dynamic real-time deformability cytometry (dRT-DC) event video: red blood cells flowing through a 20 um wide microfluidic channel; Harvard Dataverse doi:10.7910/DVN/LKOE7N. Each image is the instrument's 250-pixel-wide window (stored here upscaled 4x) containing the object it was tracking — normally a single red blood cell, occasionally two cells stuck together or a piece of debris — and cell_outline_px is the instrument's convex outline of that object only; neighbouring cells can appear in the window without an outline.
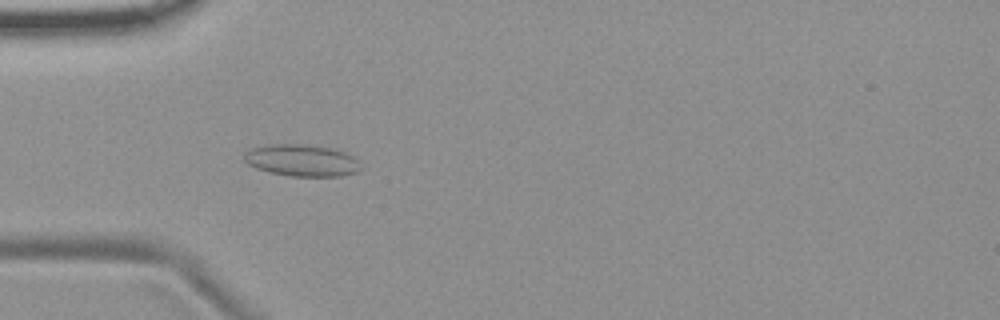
{"species": "common noctule bat (a hibernating species)", "species_latin": "Nyctalus noctula", "temperature_condition": "room temperature", "stored_images_in_passage": 55, "camera_frame_rate_fps": 3000, "um_per_image_px": 0.085, "animal": {"sex": "female", "body_mass_g": 19.9}, "frame": {"image": 1, "passage_image": 17, "time_ms": 5.333, "image_size_px": [1000, 320], "cell_outline_px": [[360, 168], [356, 172], [340, 176], [292, 176], [268, 172], [256, 168], [248, 164], [244, 160], [244, 152], [248, 148], [264, 144], [304, 144], [332, 148], [344, 152], [360, 160]], "centroid_in_image_um": [25.61, 13.62], "position_along_channel_um": 59.4, "area_um2": 21.85}}
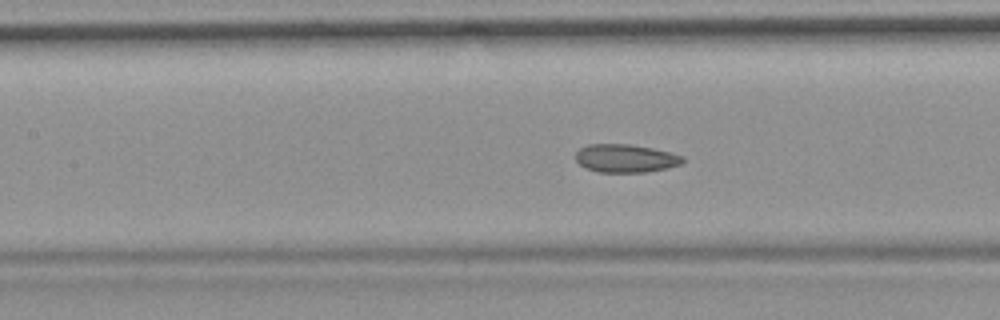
{"frame": {"image": 2, "passage_image": 25, "time_ms": 8.0, "image_size_px": [1000, 320], "cell_outline_px": [[684, 160], [680, 164], [668, 168], [644, 172], [600, 172], [584, 168], [576, 160], [576, 152], [580, 148], [588, 144], [632, 144], [652, 148], [684, 156]], "centroid_in_image_um": [53.16, 13.45], "position_along_channel_um": 154.2, "area_um2": 17.57}}
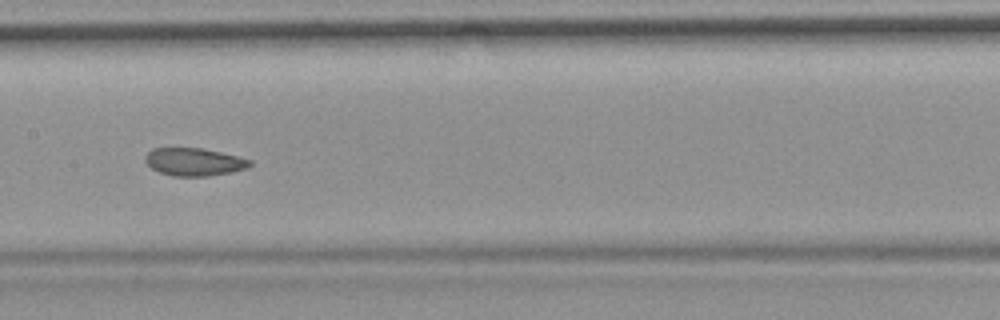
{"frame": {"image": 3, "passage_image": 28, "time_ms": 9.0, "image_size_px": [1000, 320], "cell_outline_px": [[252, 164], [248, 168], [232, 172], [208, 176], [172, 176], [160, 172], [152, 168], [144, 160], [144, 156], [152, 148], [204, 148], [240, 156], [252, 160]], "centroid_in_image_um": [16.54, 13.75], "position_along_channel_um": 190.9, "area_um2": 17.17}, "authors_computed_cell_mechanics": {"area_um2": 18.7272, "velocity_mm_per_s": 3.693, "shape_relaxation_time_tau1_ms": null, "shape_relaxation_time_tau2_ms": 2.4012, "deformation_change_tau1": null, "deformation_change_tau2": 0.0631}}